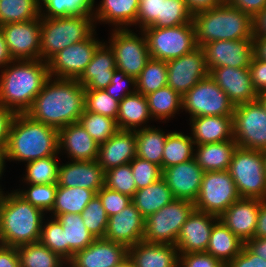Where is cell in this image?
Returning a JSON list of instances; mask_svg holds the SVG:
<instances>
[{
	"mask_svg": "<svg viewBox=\"0 0 266 267\" xmlns=\"http://www.w3.org/2000/svg\"><path fill=\"white\" fill-rule=\"evenodd\" d=\"M197 46L218 40L253 39V18L226 3L192 15Z\"/></svg>",
	"mask_w": 266,
	"mask_h": 267,
	"instance_id": "5b68a950",
	"label": "cell"
},
{
	"mask_svg": "<svg viewBox=\"0 0 266 267\" xmlns=\"http://www.w3.org/2000/svg\"><path fill=\"white\" fill-rule=\"evenodd\" d=\"M226 3L238 8L255 18L265 7L266 0H224Z\"/></svg>",
	"mask_w": 266,
	"mask_h": 267,
	"instance_id": "94428289",
	"label": "cell"
},
{
	"mask_svg": "<svg viewBox=\"0 0 266 267\" xmlns=\"http://www.w3.org/2000/svg\"><path fill=\"white\" fill-rule=\"evenodd\" d=\"M175 199L166 181L161 178L150 186L138 189L132 202L146 219Z\"/></svg>",
	"mask_w": 266,
	"mask_h": 267,
	"instance_id": "836d02e7",
	"label": "cell"
},
{
	"mask_svg": "<svg viewBox=\"0 0 266 267\" xmlns=\"http://www.w3.org/2000/svg\"><path fill=\"white\" fill-rule=\"evenodd\" d=\"M244 245L254 254L266 260V238L254 237L247 240Z\"/></svg>",
	"mask_w": 266,
	"mask_h": 267,
	"instance_id": "03108f58",
	"label": "cell"
},
{
	"mask_svg": "<svg viewBox=\"0 0 266 267\" xmlns=\"http://www.w3.org/2000/svg\"><path fill=\"white\" fill-rule=\"evenodd\" d=\"M209 76L228 95L229 100L235 106L255 101L258 98L249 68L218 67L213 68Z\"/></svg>",
	"mask_w": 266,
	"mask_h": 267,
	"instance_id": "7402d4cb",
	"label": "cell"
},
{
	"mask_svg": "<svg viewBox=\"0 0 266 267\" xmlns=\"http://www.w3.org/2000/svg\"><path fill=\"white\" fill-rule=\"evenodd\" d=\"M182 110L190 119L201 116H233L235 105L219 85L208 76L200 80L182 97Z\"/></svg>",
	"mask_w": 266,
	"mask_h": 267,
	"instance_id": "30bf717a",
	"label": "cell"
},
{
	"mask_svg": "<svg viewBox=\"0 0 266 267\" xmlns=\"http://www.w3.org/2000/svg\"><path fill=\"white\" fill-rule=\"evenodd\" d=\"M228 172L241 198L266 199V175L263 151L235 149Z\"/></svg>",
	"mask_w": 266,
	"mask_h": 267,
	"instance_id": "52a82bcc",
	"label": "cell"
},
{
	"mask_svg": "<svg viewBox=\"0 0 266 267\" xmlns=\"http://www.w3.org/2000/svg\"><path fill=\"white\" fill-rule=\"evenodd\" d=\"M254 56L262 61H266V36L253 37Z\"/></svg>",
	"mask_w": 266,
	"mask_h": 267,
	"instance_id": "89a4df30",
	"label": "cell"
},
{
	"mask_svg": "<svg viewBox=\"0 0 266 267\" xmlns=\"http://www.w3.org/2000/svg\"><path fill=\"white\" fill-rule=\"evenodd\" d=\"M56 219L65 230L66 262H68L75 252L89 246L95 238L86 228L80 214L65 213L58 215Z\"/></svg>",
	"mask_w": 266,
	"mask_h": 267,
	"instance_id": "e575fe53",
	"label": "cell"
},
{
	"mask_svg": "<svg viewBox=\"0 0 266 267\" xmlns=\"http://www.w3.org/2000/svg\"><path fill=\"white\" fill-rule=\"evenodd\" d=\"M217 267H230L228 263H221L219 266Z\"/></svg>",
	"mask_w": 266,
	"mask_h": 267,
	"instance_id": "2a66077c",
	"label": "cell"
},
{
	"mask_svg": "<svg viewBox=\"0 0 266 267\" xmlns=\"http://www.w3.org/2000/svg\"><path fill=\"white\" fill-rule=\"evenodd\" d=\"M192 22V14L189 12L185 0H164L161 2L160 17L150 26L174 27Z\"/></svg>",
	"mask_w": 266,
	"mask_h": 267,
	"instance_id": "bcb514c9",
	"label": "cell"
},
{
	"mask_svg": "<svg viewBox=\"0 0 266 267\" xmlns=\"http://www.w3.org/2000/svg\"><path fill=\"white\" fill-rule=\"evenodd\" d=\"M58 187H80L96 193L105 186V170L94 161H72L60 164Z\"/></svg>",
	"mask_w": 266,
	"mask_h": 267,
	"instance_id": "603a6c76",
	"label": "cell"
},
{
	"mask_svg": "<svg viewBox=\"0 0 266 267\" xmlns=\"http://www.w3.org/2000/svg\"><path fill=\"white\" fill-rule=\"evenodd\" d=\"M48 63L41 59L13 60L0 75V105L25 114L49 78Z\"/></svg>",
	"mask_w": 266,
	"mask_h": 267,
	"instance_id": "7a4b0ae2",
	"label": "cell"
},
{
	"mask_svg": "<svg viewBox=\"0 0 266 267\" xmlns=\"http://www.w3.org/2000/svg\"><path fill=\"white\" fill-rule=\"evenodd\" d=\"M84 110L85 89L77 80L49 77L26 114L59 130L79 122Z\"/></svg>",
	"mask_w": 266,
	"mask_h": 267,
	"instance_id": "6da1fadb",
	"label": "cell"
},
{
	"mask_svg": "<svg viewBox=\"0 0 266 267\" xmlns=\"http://www.w3.org/2000/svg\"><path fill=\"white\" fill-rule=\"evenodd\" d=\"M194 209L193 202L174 199L145 219L143 240L150 243L175 245L181 227Z\"/></svg>",
	"mask_w": 266,
	"mask_h": 267,
	"instance_id": "9c48e42d",
	"label": "cell"
},
{
	"mask_svg": "<svg viewBox=\"0 0 266 267\" xmlns=\"http://www.w3.org/2000/svg\"><path fill=\"white\" fill-rule=\"evenodd\" d=\"M105 186L133 198L137 187L130 163L105 171Z\"/></svg>",
	"mask_w": 266,
	"mask_h": 267,
	"instance_id": "c3c4849f",
	"label": "cell"
},
{
	"mask_svg": "<svg viewBox=\"0 0 266 267\" xmlns=\"http://www.w3.org/2000/svg\"><path fill=\"white\" fill-rule=\"evenodd\" d=\"M0 194V244L18 247L39 242L45 213L15 190Z\"/></svg>",
	"mask_w": 266,
	"mask_h": 267,
	"instance_id": "277c9868",
	"label": "cell"
},
{
	"mask_svg": "<svg viewBox=\"0 0 266 267\" xmlns=\"http://www.w3.org/2000/svg\"><path fill=\"white\" fill-rule=\"evenodd\" d=\"M136 148L135 131L118 130L99 145L97 162L105 171L130 163L136 157Z\"/></svg>",
	"mask_w": 266,
	"mask_h": 267,
	"instance_id": "484cf974",
	"label": "cell"
},
{
	"mask_svg": "<svg viewBox=\"0 0 266 267\" xmlns=\"http://www.w3.org/2000/svg\"><path fill=\"white\" fill-rule=\"evenodd\" d=\"M264 154V167H265V175H266V150L263 151Z\"/></svg>",
	"mask_w": 266,
	"mask_h": 267,
	"instance_id": "11e5206c",
	"label": "cell"
},
{
	"mask_svg": "<svg viewBox=\"0 0 266 267\" xmlns=\"http://www.w3.org/2000/svg\"><path fill=\"white\" fill-rule=\"evenodd\" d=\"M221 262L207 252L179 254V267H217Z\"/></svg>",
	"mask_w": 266,
	"mask_h": 267,
	"instance_id": "6f0895ef",
	"label": "cell"
},
{
	"mask_svg": "<svg viewBox=\"0 0 266 267\" xmlns=\"http://www.w3.org/2000/svg\"><path fill=\"white\" fill-rule=\"evenodd\" d=\"M150 119L153 118L149 111L147 98L143 94L135 92L120 101L116 119L119 130L135 131L149 127L145 124Z\"/></svg>",
	"mask_w": 266,
	"mask_h": 267,
	"instance_id": "4dcf8cb0",
	"label": "cell"
},
{
	"mask_svg": "<svg viewBox=\"0 0 266 267\" xmlns=\"http://www.w3.org/2000/svg\"><path fill=\"white\" fill-rule=\"evenodd\" d=\"M254 36H266V7L253 18Z\"/></svg>",
	"mask_w": 266,
	"mask_h": 267,
	"instance_id": "2644e50d",
	"label": "cell"
},
{
	"mask_svg": "<svg viewBox=\"0 0 266 267\" xmlns=\"http://www.w3.org/2000/svg\"><path fill=\"white\" fill-rule=\"evenodd\" d=\"M241 197L228 170L203 173L201 189L194 202L196 210L220 217Z\"/></svg>",
	"mask_w": 266,
	"mask_h": 267,
	"instance_id": "8fae6325",
	"label": "cell"
},
{
	"mask_svg": "<svg viewBox=\"0 0 266 267\" xmlns=\"http://www.w3.org/2000/svg\"><path fill=\"white\" fill-rule=\"evenodd\" d=\"M230 267H266V260L252 253L245 245L229 263Z\"/></svg>",
	"mask_w": 266,
	"mask_h": 267,
	"instance_id": "91938a15",
	"label": "cell"
},
{
	"mask_svg": "<svg viewBox=\"0 0 266 267\" xmlns=\"http://www.w3.org/2000/svg\"><path fill=\"white\" fill-rule=\"evenodd\" d=\"M144 232L145 218L131 202L121 212L108 218L104 238L129 248L143 240Z\"/></svg>",
	"mask_w": 266,
	"mask_h": 267,
	"instance_id": "ffe728a7",
	"label": "cell"
},
{
	"mask_svg": "<svg viewBox=\"0 0 266 267\" xmlns=\"http://www.w3.org/2000/svg\"><path fill=\"white\" fill-rule=\"evenodd\" d=\"M16 248L20 267H64L67 265L64 259L40 242Z\"/></svg>",
	"mask_w": 266,
	"mask_h": 267,
	"instance_id": "f35d334b",
	"label": "cell"
},
{
	"mask_svg": "<svg viewBox=\"0 0 266 267\" xmlns=\"http://www.w3.org/2000/svg\"><path fill=\"white\" fill-rule=\"evenodd\" d=\"M94 24L93 15L40 17V59L48 62L64 48L90 38L95 32Z\"/></svg>",
	"mask_w": 266,
	"mask_h": 267,
	"instance_id": "8992f818",
	"label": "cell"
},
{
	"mask_svg": "<svg viewBox=\"0 0 266 267\" xmlns=\"http://www.w3.org/2000/svg\"><path fill=\"white\" fill-rule=\"evenodd\" d=\"M95 33L88 39L64 48L47 63L49 76L60 79L77 80L91 62L97 47L102 43L95 38Z\"/></svg>",
	"mask_w": 266,
	"mask_h": 267,
	"instance_id": "5bb4252c",
	"label": "cell"
},
{
	"mask_svg": "<svg viewBox=\"0 0 266 267\" xmlns=\"http://www.w3.org/2000/svg\"><path fill=\"white\" fill-rule=\"evenodd\" d=\"M114 267H132V265H131L129 258L127 257L123 262H121L120 264Z\"/></svg>",
	"mask_w": 266,
	"mask_h": 267,
	"instance_id": "34e18365",
	"label": "cell"
},
{
	"mask_svg": "<svg viewBox=\"0 0 266 267\" xmlns=\"http://www.w3.org/2000/svg\"><path fill=\"white\" fill-rule=\"evenodd\" d=\"M254 237L266 238V199L260 203Z\"/></svg>",
	"mask_w": 266,
	"mask_h": 267,
	"instance_id": "003e7915",
	"label": "cell"
},
{
	"mask_svg": "<svg viewBox=\"0 0 266 267\" xmlns=\"http://www.w3.org/2000/svg\"><path fill=\"white\" fill-rule=\"evenodd\" d=\"M14 60L40 59V17L0 26Z\"/></svg>",
	"mask_w": 266,
	"mask_h": 267,
	"instance_id": "e0dca14e",
	"label": "cell"
},
{
	"mask_svg": "<svg viewBox=\"0 0 266 267\" xmlns=\"http://www.w3.org/2000/svg\"><path fill=\"white\" fill-rule=\"evenodd\" d=\"M14 59L11 56V53L8 49L7 43L5 41L4 35L0 28V68L6 67Z\"/></svg>",
	"mask_w": 266,
	"mask_h": 267,
	"instance_id": "a7ac6f4b",
	"label": "cell"
},
{
	"mask_svg": "<svg viewBox=\"0 0 266 267\" xmlns=\"http://www.w3.org/2000/svg\"><path fill=\"white\" fill-rule=\"evenodd\" d=\"M41 16L40 0H0V26Z\"/></svg>",
	"mask_w": 266,
	"mask_h": 267,
	"instance_id": "60d3db41",
	"label": "cell"
},
{
	"mask_svg": "<svg viewBox=\"0 0 266 267\" xmlns=\"http://www.w3.org/2000/svg\"><path fill=\"white\" fill-rule=\"evenodd\" d=\"M4 149L5 147H0V177H2V173L5 170V157H4ZM1 179V178H0Z\"/></svg>",
	"mask_w": 266,
	"mask_h": 267,
	"instance_id": "8c879c8a",
	"label": "cell"
},
{
	"mask_svg": "<svg viewBox=\"0 0 266 267\" xmlns=\"http://www.w3.org/2000/svg\"><path fill=\"white\" fill-rule=\"evenodd\" d=\"M79 123L98 145L108 141L118 130L115 119L84 110Z\"/></svg>",
	"mask_w": 266,
	"mask_h": 267,
	"instance_id": "f6af8a7d",
	"label": "cell"
},
{
	"mask_svg": "<svg viewBox=\"0 0 266 267\" xmlns=\"http://www.w3.org/2000/svg\"><path fill=\"white\" fill-rule=\"evenodd\" d=\"M104 90L120 102L127 95L136 92V79L116 68L111 83Z\"/></svg>",
	"mask_w": 266,
	"mask_h": 267,
	"instance_id": "db71d44e",
	"label": "cell"
},
{
	"mask_svg": "<svg viewBox=\"0 0 266 267\" xmlns=\"http://www.w3.org/2000/svg\"><path fill=\"white\" fill-rule=\"evenodd\" d=\"M204 171L193 158L163 170L162 178L175 199L195 202L198 198Z\"/></svg>",
	"mask_w": 266,
	"mask_h": 267,
	"instance_id": "44dd1931",
	"label": "cell"
},
{
	"mask_svg": "<svg viewBox=\"0 0 266 267\" xmlns=\"http://www.w3.org/2000/svg\"><path fill=\"white\" fill-rule=\"evenodd\" d=\"M48 221L43 220L39 242L66 261L65 230L56 218Z\"/></svg>",
	"mask_w": 266,
	"mask_h": 267,
	"instance_id": "816d5d0a",
	"label": "cell"
},
{
	"mask_svg": "<svg viewBox=\"0 0 266 267\" xmlns=\"http://www.w3.org/2000/svg\"><path fill=\"white\" fill-rule=\"evenodd\" d=\"M136 133V156L155 163L162 168V156L166 138L165 134L158 128L145 127L135 130Z\"/></svg>",
	"mask_w": 266,
	"mask_h": 267,
	"instance_id": "8d00e7d4",
	"label": "cell"
},
{
	"mask_svg": "<svg viewBox=\"0 0 266 267\" xmlns=\"http://www.w3.org/2000/svg\"><path fill=\"white\" fill-rule=\"evenodd\" d=\"M150 58L169 61L197 47L193 22L174 27L144 28Z\"/></svg>",
	"mask_w": 266,
	"mask_h": 267,
	"instance_id": "ba28073f",
	"label": "cell"
},
{
	"mask_svg": "<svg viewBox=\"0 0 266 267\" xmlns=\"http://www.w3.org/2000/svg\"><path fill=\"white\" fill-rule=\"evenodd\" d=\"M219 217L194 209L181 227L176 241L179 254L206 252L213 225Z\"/></svg>",
	"mask_w": 266,
	"mask_h": 267,
	"instance_id": "ac0fdd59",
	"label": "cell"
},
{
	"mask_svg": "<svg viewBox=\"0 0 266 267\" xmlns=\"http://www.w3.org/2000/svg\"><path fill=\"white\" fill-rule=\"evenodd\" d=\"M261 199L240 198L219 219L244 243L254 238Z\"/></svg>",
	"mask_w": 266,
	"mask_h": 267,
	"instance_id": "cb8c5ba5",
	"label": "cell"
},
{
	"mask_svg": "<svg viewBox=\"0 0 266 267\" xmlns=\"http://www.w3.org/2000/svg\"><path fill=\"white\" fill-rule=\"evenodd\" d=\"M58 129L16 114L4 149L5 160L30 162L58 155Z\"/></svg>",
	"mask_w": 266,
	"mask_h": 267,
	"instance_id": "3957f363",
	"label": "cell"
},
{
	"mask_svg": "<svg viewBox=\"0 0 266 267\" xmlns=\"http://www.w3.org/2000/svg\"><path fill=\"white\" fill-rule=\"evenodd\" d=\"M27 190L16 192L34 207L43 212H50L54 205L57 184H28Z\"/></svg>",
	"mask_w": 266,
	"mask_h": 267,
	"instance_id": "f907efd6",
	"label": "cell"
},
{
	"mask_svg": "<svg viewBox=\"0 0 266 267\" xmlns=\"http://www.w3.org/2000/svg\"><path fill=\"white\" fill-rule=\"evenodd\" d=\"M146 98L150 114L155 120H169L182 109V96L169 86L146 95Z\"/></svg>",
	"mask_w": 266,
	"mask_h": 267,
	"instance_id": "ab89813d",
	"label": "cell"
},
{
	"mask_svg": "<svg viewBox=\"0 0 266 267\" xmlns=\"http://www.w3.org/2000/svg\"><path fill=\"white\" fill-rule=\"evenodd\" d=\"M161 2L164 0H139L137 24L140 30L150 26L160 17Z\"/></svg>",
	"mask_w": 266,
	"mask_h": 267,
	"instance_id": "9f6ffc18",
	"label": "cell"
},
{
	"mask_svg": "<svg viewBox=\"0 0 266 267\" xmlns=\"http://www.w3.org/2000/svg\"><path fill=\"white\" fill-rule=\"evenodd\" d=\"M119 101L114 99L105 90L85 89V110L117 119Z\"/></svg>",
	"mask_w": 266,
	"mask_h": 267,
	"instance_id": "681fc988",
	"label": "cell"
},
{
	"mask_svg": "<svg viewBox=\"0 0 266 267\" xmlns=\"http://www.w3.org/2000/svg\"><path fill=\"white\" fill-rule=\"evenodd\" d=\"M166 61L150 58L136 78V92L144 96L167 86Z\"/></svg>",
	"mask_w": 266,
	"mask_h": 267,
	"instance_id": "7bdbcfd3",
	"label": "cell"
},
{
	"mask_svg": "<svg viewBox=\"0 0 266 267\" xmlns=\"http://www.w3.org/2000/svg\"><path fill=\"white\" fill-rule=\"evenodd\" d=\"M128 258L132 267H179V252L172 244L142 240L128 248Z\"/></svg>",
	"mask_w": 266,
	"mask_h": 267,
	"instance_id": "4316f807",
	"label": "cell"
},
{
	"mask_svg": "<svg viewBox=\"0 0 266 267\" xmlns=\"http://www.w3.org/2000/svg\"><path fill=\"white\" fill-rule=\"evenodd\" d=\"M115 69L114 53L110 46L103 42L97 47L91 62L77 81L84 89L104 90L111 83Z\"/></svg>",
	"mask_w": 266,
	"mask_h": 267,
	"instance_id": "83f0119b",
	"label": "cell"
},
{
	"mask_svg": "<svg viewBox=\"0 0 266 267\" xmlns=\"http://www.w3.org/2000/svg\"><path fill=\"white\" fill-rule=\"evenodd\" d=\"M15 113L0 105V147H5Z\"/></svg>",
	"mask_w": 266,
	"mask_h": 267,
	"instance_id": "6125c7cd",
	"label": "cell"
},
{
	"mask_svg": "<svg viewBox=\"0 0 266 267\" xmlns=\"http://www.w3.org/2000/svg\"><path fill=\"white\" fill-rule=\"evenodd\" d=\"M209 72L213 68H248L254 56L253 39L218 40L202 46Z\"/></svg>",
	"mask_w": 266,
	"mask_h": 267,
	"instance_id": "2e32d148",
	"label": "cell"
},
{
	"mask_svg": "<svg viewBox=\"0 0 266 267\" xmlns=\"http://www.w3.org/2000/svg\"><path fill=\"white\" fill-rule=\"evenodd\" d=\"M249 68L251 81L258 95L266 91V61L253 56Z\"/></svg>",
	"mask_w": 266,
	"mask_h": 267,
	"instance_id": "680465c9",
	"label": "cell"
},
{
	"mask_svg": "<svg viewBox=\"0 0 266 267\" xmlns=\"http://www.w3.org/2000/svg\"><path fill=\"white\" fill-rule=\"evenodd\" d=\"M233 127L238 147L266 150V110L258 99L234 107Z\"/></svg>",
	"mask_w": 266,
	"mask_h": 267,
	"instance_id": "7c38bea8",
	"label": "cell"
},
{
	"mask_svg": "<svg viewBox=\"0 0 266 267\" xmlns=\"http://www.w3.org/2000/svg\"><path fill=\"white\" fill-rule=\"evenodd\" d=\"M196 145L234 140L233 116H201L190 119Z\"/></svg>",
	"mask_w": 266,
	"mask_h": 267,
	"instance_id": "f1b7e54d",
	"label": "cell"
},
{
	"mask_svg": "<svg viewBox=\"0 0 266 267\" xmlns=\"http://www.w3.org/2000/svg\"><path fill=\"white\" fill-rule=\"evenodd\" d=\"M96 194L93 190L80 187H58L50 213L53 218L65 213L81 214Z\"/></svg>",
	"mask_w": 266,
	"mask_h": 267,
	"instance_id": "d590c367",
	"label": "cell"
},
{
	"mask_svg": "<svg viewBox=\"0 0 266 267\" xmlns=\"http://www.w3.org/2000/svg\"><path fill=\"white\" fill-rule=\"evenodd\" d=\"M80 215L86 228L95 239L105 237L109 217L107 216L102 201L97 194Z\"/></svg>",
	"mask_w": 266,
	"mask_h": 267,
	"instance_id": "7dc6e473",
	"label": "cell"
},
{
	"mask_svg": "<svg viewBox=\"0 0 266 267\" xmlns=\"http://www.w3.org/2000/svg\"><path fill=\"white\" fill-rule=\"evenodd\" d=\"M66 150L72 161H94L98 158L99 145L84 127L75 122L58 130V153Z\"/></svg>",
	"mask_w": 266,
	"mask_h": 267,
	"instance_id": "d4e9b609",
	"label": "cell"
},
{
	"mask_svg": "<svg viewBox=\"0 0 266 267\" xmlns=\"http://www.w3.org/2000/svg\"><path fill=\"white\" fill-rule=\"evenodd\" d=\"M58 155L48 156L27 162L24 182L27 184H57L59 164Z\"/></svg>",
	"mask_w": 266,
	"mask_h": 267,
	"instance_id": "ee69618b",
	"label": "cell"
},
{
	"mask_svg": "<svg viewBox=\"0 0 266 267\" xmlns=\"http://www.w3.org/2000/svg\"><path fill=\"white\" fill-rule=\"evenodd\" d=\"M128 257V248L105 238L95 239L89 246L75 252L67 262L71 267H114Z\"/></svg>",
	"mask_w": 266,
	"mask_h": 267,
	"instance_id": "d6986e66",
	"label": "cell"
},
{
	"mask_svg": "<svg viewBox=\"0 0 266 267\" xmlns=\"http://www.w3.org/2000/svg\"><path fill=\"white\" fill-rule=\"evenodd\" d=\"M195 144L192 136L182 132H169L162 156V170L194 158Z\"/></svg>",
	"mask_w": 266,
	"mask_h": 267,
	"instance_id": "74e56055",
	"label": "cell"
},
{
	"mask_svg": "<svg viewBox=\"0 0 266 267\" xmlns=\"http://www.w3.org/2000/svg\"><path fill=\"white\" fill-rule=\"evenodd\" d=\"M140 35L142 37L128 28H114L108 42L114 53L116 68L135 79L150 59L146 36L142 30Z\"/></svg>",
	"mask_w": 266,
	"mask_h": 267,
	"instance_id": "4fadbf2b",
	"label": "cell"
},
{
	"mask_svg": "<svg viewBox=\"0 0 266 267\" xmlns=\"http://www.w3.org/2000/svg\"><path fill=\"white\" fill-rule=\"evenodd\" d=\"M132 174L138 189L150 186L154 182L160 180L163 170L155 163L149 162L136 156L131 162Z\"/></svg>",
	"mask_w": 266,
	"mask_h": 267,
	"instance_id": "f5cc1de1",
	"label": "cell"
},
{
	"mask_svg": "<svg viewBox=\"0 0 266 267\" xmlns=\"http://www.w3.org/2000/svg\"><path fill=\"white\" fill-rule=\"evenodd\" d=\"M96 10L94 21L115 25V29H126L137 24L139 0H102ZM96 11V12H95ZM129 26V27H127Z\"/></svg>",
	"mask_w": 266,
	"mask_h": 267,
	"instance_id": "f546056e",
	"label": "cell"
},
{
	"mask_svg": "<svg viewBox=\"0 0 266 267\" xmlns=\"http://www.w3.org/2000/svg\"><path fill=\"white\" fill-rule=\"evenodd\" d=\"M0 267H20L16 247L0 244Z\"/></svg>",
	"mask_w": 266,
	"mask_h": 267,
	"instance_id": "be15d7a7",
	"label": "cell"
},
{
	"mask_svg": "<svg viewBox=\"0 0 266 267\" xmlns=\"http://www.w3.org/2000/svg\"><path fill=\"white\" fill-rule=\"evenodd\" d=\"M189 12L194 15L201 11L220 6L224 0H185Z\"/></svg>",
	"mask_w": 266,
	"mask_h": 267,
	"instance_id": "e7e4bbea",
	"label": "cell"
},
{
	"mask_svg": "<svg viewBox=\"0 0 266 267\" xmlns=\"http://www.w3.org/2000/svg\"><path fill=\"white\" fill-rule=\"evenodd\" d=\"M257 99L261 102V104L263 105V107L266 110V91L263 92V93H260L258 95V98Z\"/></svg>",
	"mask_w": 266,
	"mask_h": 267,
	"instance_id": "753ad0ef",
	"label": "cell"
},
{
	"mask_svg": "<svg viewBox=\"0 0 266 267\" xmlns=\"http://www.w3.org/2000/svg\"><path fill=\"white\" fill-rule=\"evenodd\" d=\"M168 68L167 86L182 97L200 80L209 76V70L202 47L166 62Z\"/></svg>",
	"mask_w": 266,
	"mask_h": 267,
	"instance_id": "9a60e30c",
	"label": "cell"
},
{
	"mask_svg": "<svg viewBox=\"0 0 266 267\" xmlns=\"http://www.w3.org/2000/svg\"><path fill=\"white\" fill-rule=\"evenodd\" d=\"M243 245L244 242L219 219L211 230L206 252L221 263H229L241 252Z\"/></svg>",
	"mask_w": 266,
	"mask_h": 267,
	"instance_id": "d6a6232c",
	"label": "cell"
},
{
	"mask_svg": "<svg viewBox=\"0 0 266 267\" xmlns=\"http://www.w3.org/2000/svg\"><path fill=\"white\" fill-rule=\"evenodd\" d=\"M97 195L101 199L102 205L108 217L118 214L132 202L131 197L108 189L106 186L102 187L97 192Z\"/></svg>",
	"mask_w": 266,
	"mask_h": 267,
	"instance_id": "11a10c76",
	"label": "cell"
},
{
	"mask_svg": "<svg viewBox=\"0 0 266 267\" xmlns=\"http://www.w3.org/2000/svg\"><path fill=\"white\" fill-rule=\"evenodd\" d=\"M94 4L95 0H40V17L61 18L72 15H93Z\"/></svg>",
	"mask_w": 266,
	"mask_h": 267,
	"instance_id": "b9f144b4",
	"label": "cell"
},
{
	"mask_svg": "<svg viewBox=\"0 0 266 267\" xmlns=\"http://www.w3.org/2000/svg\"><path fill=\"white\" fill-rule=\"evenodd\" d=\"M194 159L204 172L229 169L237 143L227 140L210 144L196 145Z\"/></svg>",
	"mask_w": 266,
	"mask_h": 267,
	"instance_id": "1f68e13d",
	"label": "cell"
}]
</instances>
